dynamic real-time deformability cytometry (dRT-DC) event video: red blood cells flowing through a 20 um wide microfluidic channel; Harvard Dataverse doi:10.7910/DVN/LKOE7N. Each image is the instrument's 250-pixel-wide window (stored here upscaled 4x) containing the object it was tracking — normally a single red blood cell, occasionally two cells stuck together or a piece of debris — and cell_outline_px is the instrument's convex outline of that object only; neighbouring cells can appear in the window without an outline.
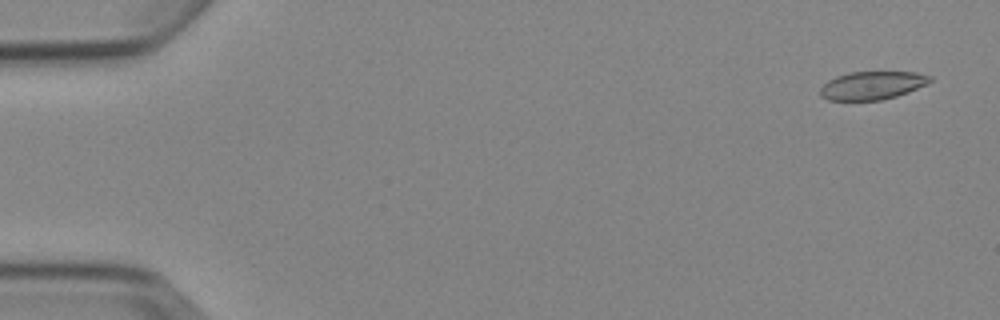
{"species": "Egyptian fruit bat (a non-hibernating species)", "species_latin": "Rousettus aegyptiacus", "temperature_condition": "cold", "stored_images_in_passage": 5, "camera_frame_rate_fps": 3000, "um_per_image_px": 0.085, "animal": {"sex": "female"}, "frame": {"image": 1, "passage_image": 1, "time_ms": 0.0, "image_size_px": [1000, 320], "cell_outline_px": [[932, 80], [928, 84], [908, 92], [896, 96], [880, 100], [828, 100], [820, 96], [820, 88], [828, 80], [836, 76], [848, 72], [916, 72], [932, 76]], "centroid_in_image_um": [74.14, 7.25], "position_along_channel_um": 10.9, "area_um2": 18.09}}
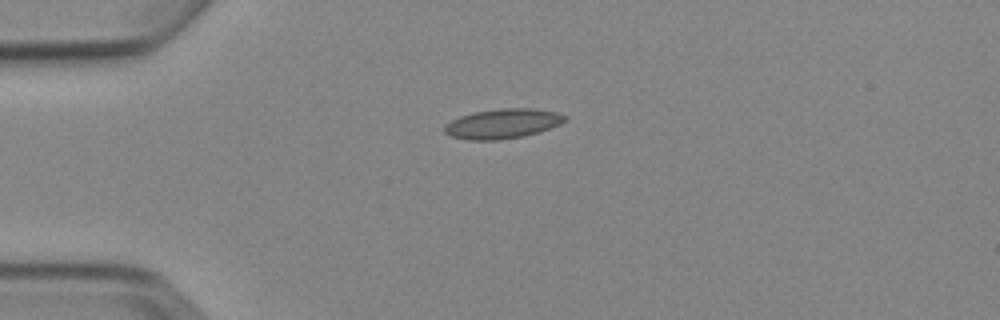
{"frame": {"image": 2, "passage_image": 4, "time_ms": 3.667, "image_size_px": [1000, 320], "cell_outline_px": [[568, 120], [560, 124], [524, 136], [500, 140], [468, 140], [452, 136], [444, 132], [444, 124], [460, 116], [472, 112], [500, 108], [532, 108], [556, 112], [568, 116]], "centroid_in_image_um": [42.72, 10.5], "position_along_channel_um": 42.3, "area_um2": 20.92}}